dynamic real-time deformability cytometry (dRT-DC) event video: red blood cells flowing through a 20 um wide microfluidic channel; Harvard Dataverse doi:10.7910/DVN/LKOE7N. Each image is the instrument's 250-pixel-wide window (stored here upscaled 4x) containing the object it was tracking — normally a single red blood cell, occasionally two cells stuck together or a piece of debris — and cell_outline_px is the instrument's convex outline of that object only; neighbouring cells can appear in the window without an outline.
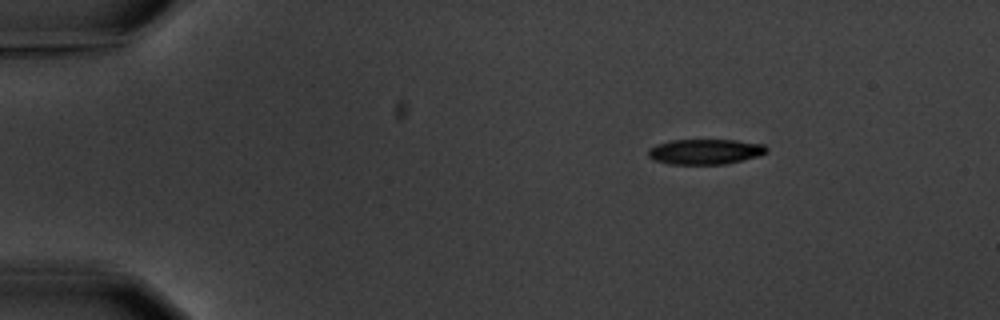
{"species": "common noctule bat (a hibernating species)", "species_latin": "Nyctalus noctula", "temperature_condition": "warm", "stored_images_in_passage": 5, "camera_frame_rate_fps": 3000, "um_per_image_px": 0.085, "animal": {"sex": "male", "body_mass_g": 20.1, "forearm_length_mm": 53.5}, "frame": {"image": 1, "passage_image": 1, "time_ms": 0.0, "image_size_px": [1000, 320], "cell_outline_px": [[768, 152], [756, 156], [724, 164], [668, 164], [652, 160], [648, 156], [648, 148], [656, 144], [672, 140], [736, 140], [764, 144], [768, 148]], "centroid_in_image_um": [59.9, 12.88], "position_along_channel_um": 25.1, "area_um2": 17.46}}
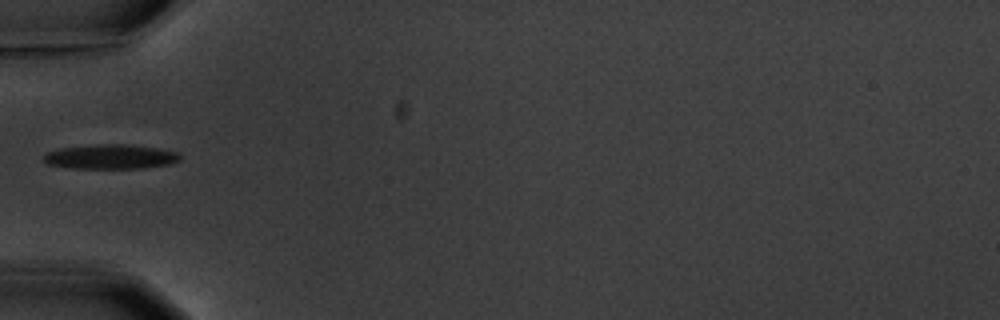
{"frame": {"image": 2, "passage_image": 4, "time_ms": 3.667, "image_size_px": [1000, 320], "cell_outline_px": [[180, 160], [172, 164], [144, 168], [72, 168], [48, 164], [44, 160], [44, 152], [60, 148], [96, 144], [128, 144], [156, 148], [176, 152], [180, 156]], "centroid_in_image_um": [9.39, 13.32], "position_along_channel_um": 75.6, "area_um2": 19.54}}
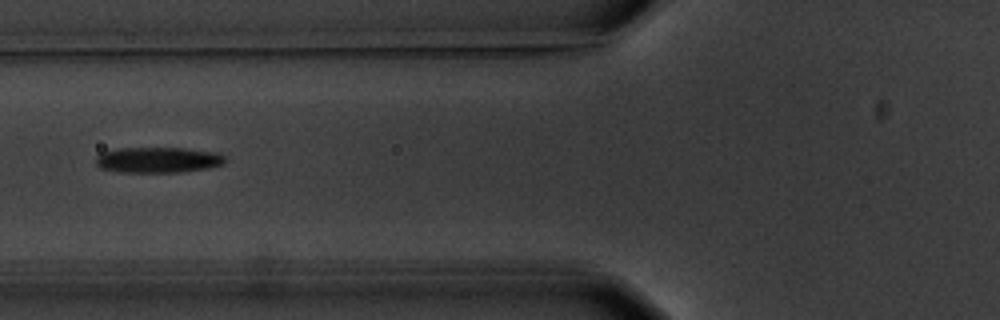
{"frame": {"image": 3, "passage_image": 5, "time_ms": 4.667, "image_size_px": [1000, 320], "cell_outline_px": [[228, 160], [224, 164], [208, 168], [180, 172], [120, 172], [100, 168], [96, 164], [96, 156], [100, 152], [116, 148], [184, 148], [216, 152], [224, 156]], "centroid_in_image_um": [13.43, 13.59], "position_along_channel_um": 112.4, "area_um2": 19.54}}